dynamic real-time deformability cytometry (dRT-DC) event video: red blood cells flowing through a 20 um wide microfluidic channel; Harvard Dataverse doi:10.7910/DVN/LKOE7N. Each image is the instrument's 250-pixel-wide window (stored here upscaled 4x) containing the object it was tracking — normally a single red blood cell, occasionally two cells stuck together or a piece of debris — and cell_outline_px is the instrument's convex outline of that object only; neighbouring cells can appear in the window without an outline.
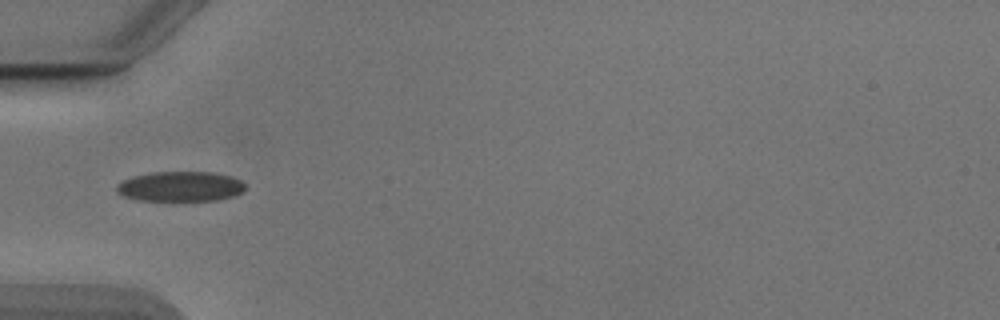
{"species": "Egyptian fruit bat (a non-hibernating species)", "species_latin": "Rousettus aegyptiacus", "temperature_condition": "cold", "stored_images_in_passage": 8, "camera_frame_rate_fps": 3000, "um_per_image_px": 0.085, "animal": {"sex": "male"}, "frame": {"image": 1, "passage_image": 1, "time_ms": 0.0, "image_size_px": [1000, 320], "cell_outline_px": [[244, 192], [236, 196], [216, 200], [136, 200], [124, 196], [116, 192], [116, 184], [132, 176], [152, 172], [212, 172], [228, 176], [240, 180], [244, 184]], "centroid_in_image_um": [15.31, 15.85], "position_along_channel_um": 69.7, "area_um2": 22.48}}
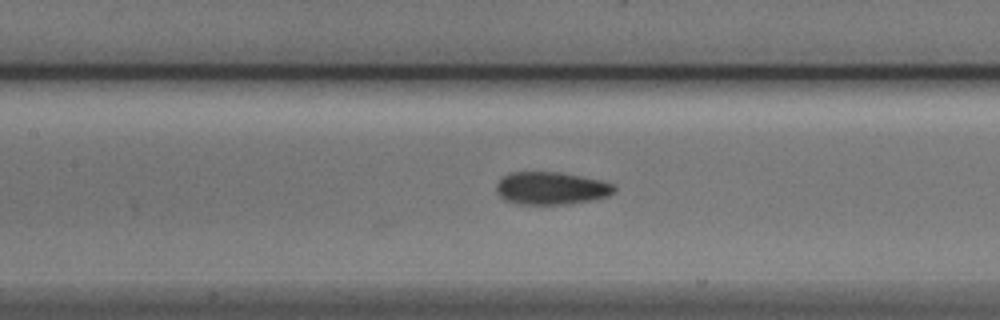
{"frame": {"image": 2, "passage_image": 8, "time_ms": 2.333, "image_size_px": [1000, 320], "cell_outline_px": [[616, 192], [608, 196], [588, 200], [564, 204], [520, 204], [504, 200], [496, 192], [496, 184], [504, 176], [512, 172], [560, 172], [584, 176], [616, 184]], "centroid_in_image_um": [46.87, 15.99], "position_along_channel_um": 160.5, "area_um2": 22.48}}